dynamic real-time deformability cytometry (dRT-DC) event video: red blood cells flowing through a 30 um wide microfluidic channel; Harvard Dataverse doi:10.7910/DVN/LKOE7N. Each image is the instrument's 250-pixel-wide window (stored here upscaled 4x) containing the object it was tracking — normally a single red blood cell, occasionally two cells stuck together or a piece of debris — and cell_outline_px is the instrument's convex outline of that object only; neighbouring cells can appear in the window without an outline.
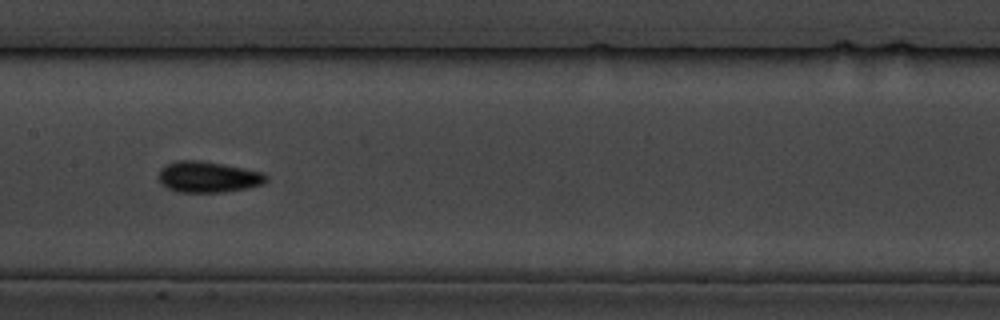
{"species": "common noctule bat (a hibernating species)", "species_latin": "Nyctalus noctula", "temperature_condition": "cold", "stored_images_in_passage": 15, "camera_frame_rate_fps": 3000, "um_per_image_px": 0.085, "animal": {"sex": "male", "body_mass_g": 19.5, "forearm_length_mm": 54.6}, "frame": {"image": 1, "passage_image": 7, "time_ms": 8.0, "image_size_px": [1000, 320], "cell_outline_px": [[268, 180], [264, 184], [248, 188], [224, 192], [176, 192], [160, 184], [156, 176], [160, 168], [176, 160], [200, 160], [224, 164], [264, 172], [268, 176]], "centroid_in_image_um": [17.68, 15.04], "position_along_channel_um": 189.7, "area_um2": 19.88}}
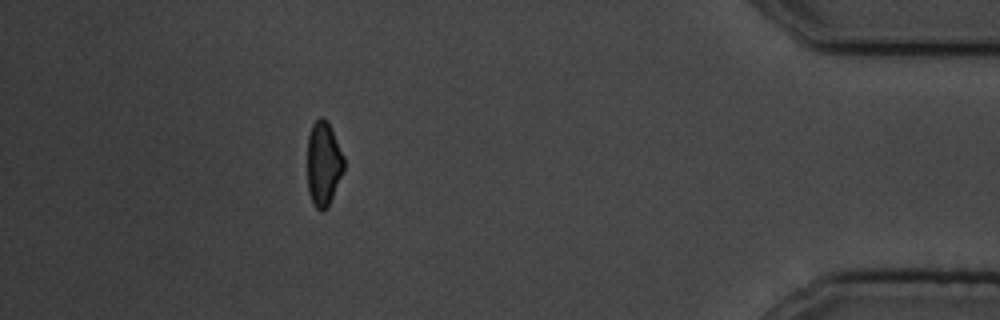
{"frame": {"image": 2, "passage_image": 15, "time_ms": 18.333, "image_size_px": [1000, 320], "cell_outline_px": [[344, 168], [332, 196], [328, 204], [320, 212], [312, 204], [308, 192], [308, 136], [312, 124], [320, 116], [328, 120], [332, 128], [344, 156]], "centroid_in_image_um": [27.49, 13.86], "position_along_channel_um": 407.7, "area_um2": 17.92}, "authors_computed_cell_mechanics": {"area_um2": 17.629, "velocity_mm_per_s": 3.4849, "shape_relaxation_time_tau1_ms": 5.5967, "shape_relaxation_time_tau2_ms": 3.6575, "deformation_change_tau1": 0.1148, "deformation_change_tau2": 0.0895}}